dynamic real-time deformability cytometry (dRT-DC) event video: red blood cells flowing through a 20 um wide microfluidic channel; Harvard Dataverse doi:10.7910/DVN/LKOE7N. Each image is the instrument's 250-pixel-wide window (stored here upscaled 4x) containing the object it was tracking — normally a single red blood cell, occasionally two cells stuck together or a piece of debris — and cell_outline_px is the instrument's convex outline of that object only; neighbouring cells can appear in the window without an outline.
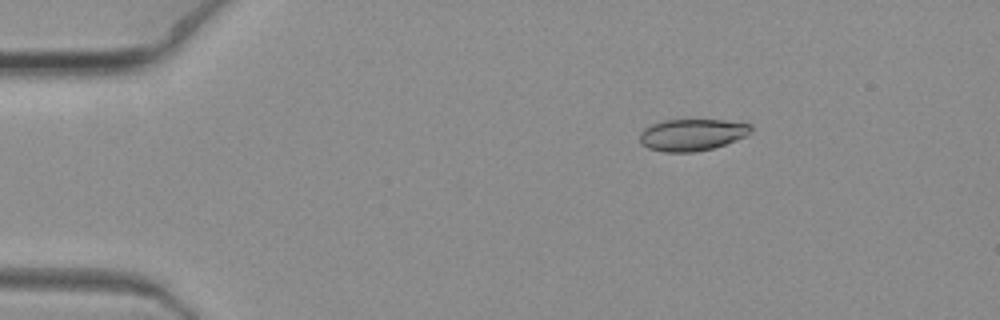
{"species": "common noctule bat (a hibernating species)", "species_latin": "Nyctalus noctula", "temperature_condition": "warm", "stored_images_in_passage": 6, "camera_frame_rate_fps": 3000, "um_per_image_px": 0.085, "animal": {"sex": "female", "body_mass_g": 19.3, "forearm_length_mm": 54.1}, "frame": {"image": 1, "passage_image": 3, "time_ms": 0.667, "image_size_px": [1000, 320], "cell_outline_px": [[752, 132], [736, 140], [712, 148], [692, 152], [664, 152], [648, 148], [640, 144], [640, 132], [644, 128], [652, 124], [664, 120], [724, 120], [752, 124]], "centroid_in_image_um": [58.81, 11.45], "position_along_channel_um": 26.2, "area_um2": 20.58}}
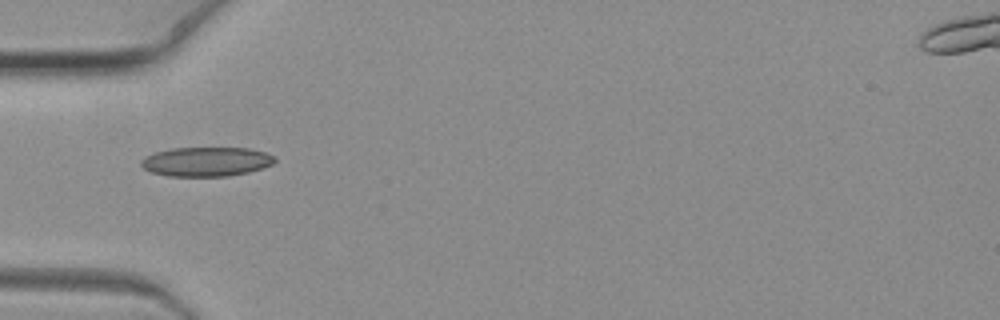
{"frame": {"image": 2, "passage_image": 6, "time_ms": 1.667, "image_size_px": [1000, 320], "cell_outline_px": [[276, 160], [272, 164], [248, 172], [228, 176], [168, 176], [152, 172], [144, 168], [140, 164], [140, 160], [144, 156], [156, 152], [172, 148], [248, 148], [264, 152], [276, 156]], "centroid_in_image_um": [17.52, 13.73], "position_along_channel_um": 67.5, "area_um2": 22.77}}